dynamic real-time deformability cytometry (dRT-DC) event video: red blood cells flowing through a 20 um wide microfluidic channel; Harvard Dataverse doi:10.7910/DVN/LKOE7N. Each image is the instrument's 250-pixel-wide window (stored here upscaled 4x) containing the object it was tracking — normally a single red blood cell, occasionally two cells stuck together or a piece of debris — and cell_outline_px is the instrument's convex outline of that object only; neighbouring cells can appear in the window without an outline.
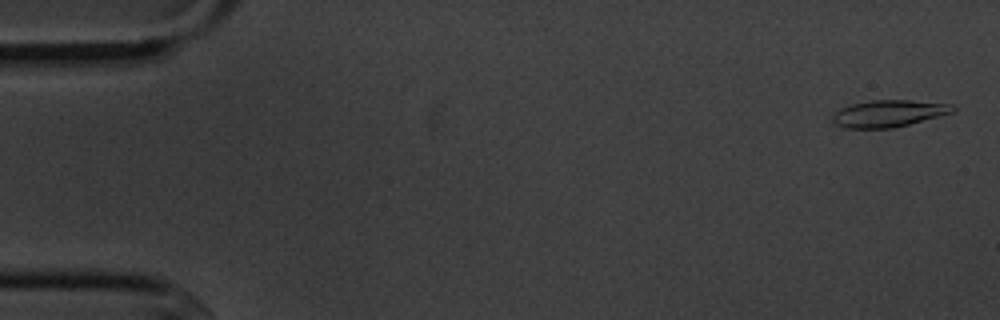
{"species": "common noctule bat (a hibernating species)", "species_latin": "Nyctalus noctula", "temperature_condition": "cold", "stored_images_in_passage": 4, "camera_frame_rate_fps": 3000, "um_per_image_px": 0.085, "animal": {"sex": "male", "body_mass_g": 20.1, "forearm_length_mm": 53.5}, "frame": {"image": 1, "passage_image": 1, "time_ms": 0.0, "image_size_px": [1000, 320], "cell_outline_px": [[956, 108], [952, 112], [940, 116], [892, 128], [844, 128], [836, 124], [832, 120], [832, 116], [840, 108], [852, 104], [872, 100], [908, 100], [952, 104]], "centroid_in_image_um": [75.52, 9.64], "position_along_channel_um": 9.5, "area_um2": 18.67}}